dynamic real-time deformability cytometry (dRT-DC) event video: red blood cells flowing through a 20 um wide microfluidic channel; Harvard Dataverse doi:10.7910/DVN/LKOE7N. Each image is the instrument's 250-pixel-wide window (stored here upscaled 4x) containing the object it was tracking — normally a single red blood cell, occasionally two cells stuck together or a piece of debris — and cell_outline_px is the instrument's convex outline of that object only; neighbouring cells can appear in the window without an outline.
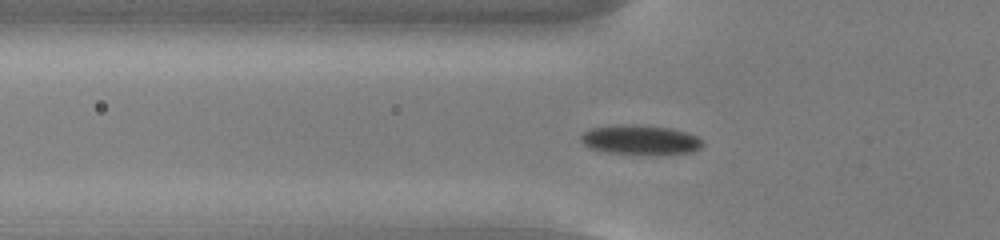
{"species": "common noctule bat (a hibernating species)", "species_latin": "Nyctalus noctula", "temperature_condition": "cold", "stored_images_in_passage": 56, "camera_frame_rate_fps": 3000, "um_per_image_px": 0.085, "animal": {"sex": "male", "body_mass_g": 13.0, "forearm_length_mm": 53.1}, "frame": {"image": 1, "passage_image": 20, "time_ms": 6.333, "image_size_px": [1000, 240], "cell_outline_px": [[704, 144], [700, 148], [692, 152], [660, 156], [648, 156], [608, 152], [592, 148], [584, 144], [580, 140], [580, 136], [584, 132], [592, 128], [636, 124], [672, 128], [688, 132], [704, 140]], "centroid_in_image_um": [54.53, 11.92], "position_along_channel_um": 71.3, "area_um2": 21.44}}
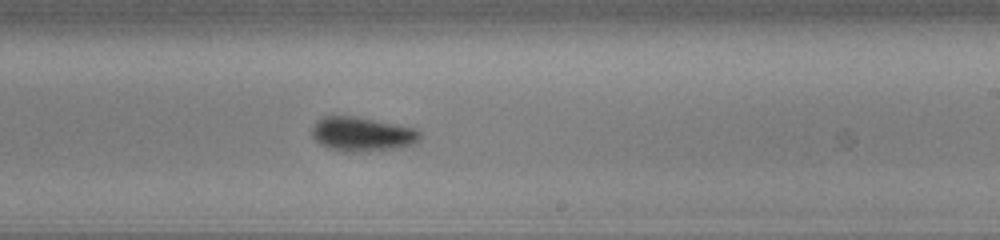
{"frame": {"image": 2, "passage_image": 35, "time_ms": 11.333, "image_size_px": [1000, 240], "cell_outline_px": [[420, 136], [412, 144], [400, 148], [360, 152], [344, 152], [328, 148], [320, 144], [312, 136], [312, 128], [316, 120], [324, 116], [352, 116], [412, 128], [420, 132]], "centroid_in_image_um": [30.7, 11.42], "position_along_channel_um": 258.3, "area_um2": 21.27}}
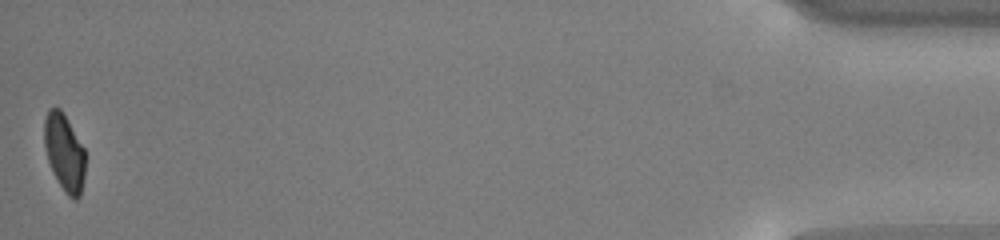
{"frame": {"image": 3, "passage_image": 56, "time_ms": 18.333, "image_size_px": [1000, 240], "cell_outline_px": [[84, 176], [80, 196], [76, 200], [72, 200], [68, 196], [52, 172], [48, 160], [44, 144], [44, 120], [48, 108], [60, 108], [64, 112], [84, 148]], "centroid_in_image_um": [5.46, 12.94], "position_along_channel_um": 429.7, "area_um2": 18.44}, "authors_computed_cell_mechanics": {"area_um2": 20.3167, "velocity_mm_per_s": 3.7537, "shape_relaxation_time_tau1_ms": 2.5284, "shape_relaxation_time_tau2_ms": null, "deformation_change_tau1": 0.0953, "deformation_change_tau2": null}}